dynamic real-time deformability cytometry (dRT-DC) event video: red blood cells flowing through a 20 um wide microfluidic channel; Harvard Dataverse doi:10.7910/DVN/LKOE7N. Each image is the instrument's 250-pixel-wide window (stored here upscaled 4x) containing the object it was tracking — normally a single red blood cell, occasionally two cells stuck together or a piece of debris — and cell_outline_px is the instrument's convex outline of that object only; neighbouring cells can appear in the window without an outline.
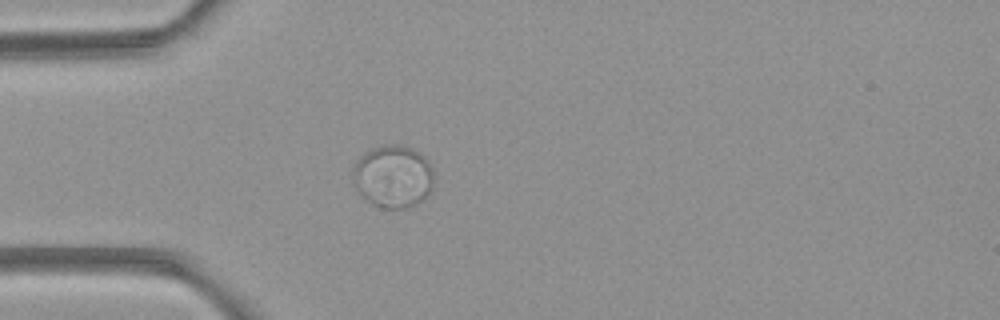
{"species": "common noctule bat (a hibernating species)", "species_latin": "Nyctalus noctula", "temperature_condition": "room temperature", "stored_images_in_passage": 2, "camera_frame_rate_fps": 3000, "um_per_image_px": 0.085, "animal": {"sex": "female", "body_mass_g": 21.9}, "frame": {"image": 1, "passage_image": 2, "time_ms": 1.333, "image_size_px": [1000, 320], "cell_outline_px": [[432, 188], [424, 200], [416, 204], [404, 208], [380, 208], [372, 204], [352, 184], [352, 168], [360, 156], [372, 148], [384, 144], [400, 144], [412, 148], [424, 156], [428, 160], [432, 168]], "centroid_in_image_um": [33.4, 14.98], "position_along_channel_um": 51.6, "area_um2": 29.77}}